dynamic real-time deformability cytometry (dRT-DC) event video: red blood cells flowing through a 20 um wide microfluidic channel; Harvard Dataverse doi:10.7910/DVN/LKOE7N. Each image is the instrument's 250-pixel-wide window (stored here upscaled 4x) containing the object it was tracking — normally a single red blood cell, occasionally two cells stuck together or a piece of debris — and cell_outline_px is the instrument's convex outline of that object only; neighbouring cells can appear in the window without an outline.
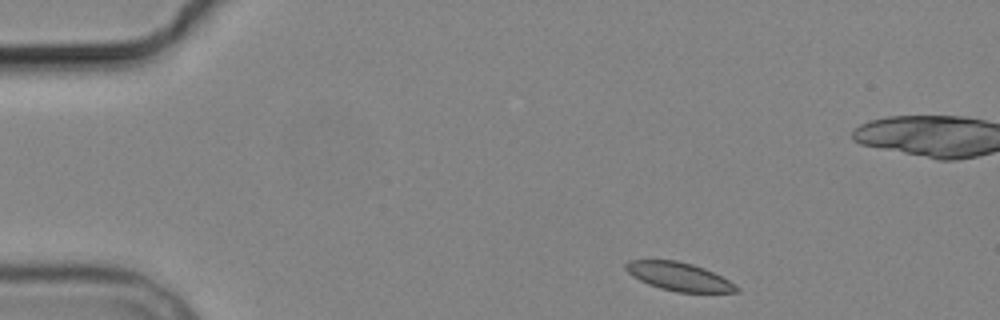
{"species": "common noctule bat (a hibernating species)", "species_latin": "Nyctalus noctula", "temperature_condition": "cold", "stored_images_in_passage": 4, "camera_frame_rate_fps": 3000, "um_per_image_px": 0.085, "animal": {"sex": "male", "body_mass_g": 19.2, "forearm_length_mm": 51.8}, "frame": {"image": 1, "passage_image": 1, "time_ms": 0.0, "image_size_px": [1000, 320], "cell_outline_px": [[740, 292], [676, 292], [660, 288], [648, 284], [632, 276], [624, 268], [624, 264], [628, 260], [676, 260], [692, 264], [704, 268], [736, 284], [740, 288]], "centroid_in_image_um": [57.7, 23.51], "position_along_channel_um": 27.3, "area_um2": 18.26}}